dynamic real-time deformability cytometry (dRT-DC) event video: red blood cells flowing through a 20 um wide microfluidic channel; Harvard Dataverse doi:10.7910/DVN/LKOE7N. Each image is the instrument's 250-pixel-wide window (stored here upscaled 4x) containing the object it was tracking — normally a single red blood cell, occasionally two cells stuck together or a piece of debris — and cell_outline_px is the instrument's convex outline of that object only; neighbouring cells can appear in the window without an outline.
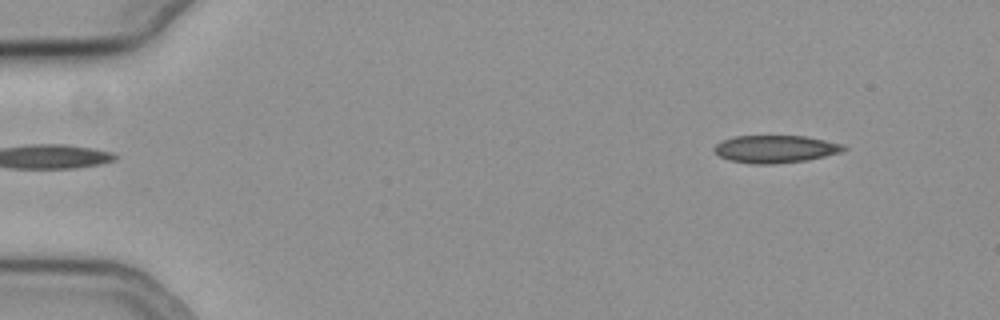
{"species": "common noctule bat (a hibernating species)", "species_latin": "Nyctalus noctula", "temperature_condition": "cold", "stored_images_in_passage": 50, "camera_frame_rate_fps": 3000, "um_per_image_px": 0.085, "animal": {"sex": "female", "body_mass_g": 19.3, "forearm_length_mm": 54.1}, "frame": {"image": 1, "passage_image": 1, "time_ms": 0.0, "image_size_px": [1000, 320], "cell_outline_px": [[848, 148], [840, 152], [808, 160], [772, 164], [752, 164], [728, 160], [720, 156], [712, 148], [720, 140], [736, 136], [804, 136], [844, 144]], "centroid_in_image_um": [65.88, 12.67], "position_along_channel_um": 19.1, "area_um2": 20.81}}
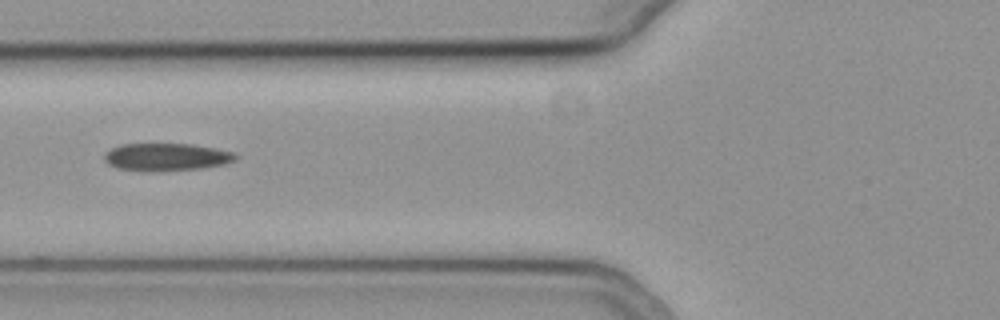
{"frame": {"image": 2, "passage_image": 17, "time_ms": 5.333, "image_size_px": [1000, 320], "cell_outline_px": [[240, 156], [236, 160], [224, 164], [204, 168], [160, 172], [144, 172], [120, 168], [108, 164], [104, 160], [104, 152], [120, 144], [192, 144], [216, 148], [236, 152]], "centroid_in_image_um": [14.18, 13.36], "position_along_channel_um": 111.6, "area_um2": 21.62}}
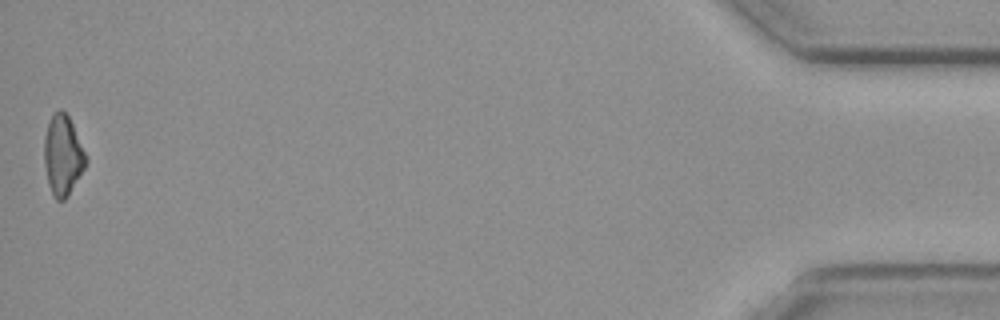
{"frame": {"image": 3, "passage_image": 50, "time_ms": 16.333, "image_size_px": [1000, 320], "cell_outline_px": [[88, 160], [84, 168], [68, 196], [64, 200], [56, 200], [52, 196], [48, 184], [44, 164], [44, 136], [48, 124], [52, 116], [60, 108], [68, 116], [88, 156]], "centroid_in_image_um": [5.34, 13.23], "position_along_channel_um": 429.9, "area_um2": 19.48}, "authors_computed_cell_mechanics": {"area_um2": 21.0681, "velocity_mm_per_s": 3.7717, "shape_relaxation_time_tau1_ms": 4.4083, "shape_relaxation_time_tau2_ms": 6.999, "deformation_change_tau1": 0.1213, "deformation_change_tau2": 0.1807}}